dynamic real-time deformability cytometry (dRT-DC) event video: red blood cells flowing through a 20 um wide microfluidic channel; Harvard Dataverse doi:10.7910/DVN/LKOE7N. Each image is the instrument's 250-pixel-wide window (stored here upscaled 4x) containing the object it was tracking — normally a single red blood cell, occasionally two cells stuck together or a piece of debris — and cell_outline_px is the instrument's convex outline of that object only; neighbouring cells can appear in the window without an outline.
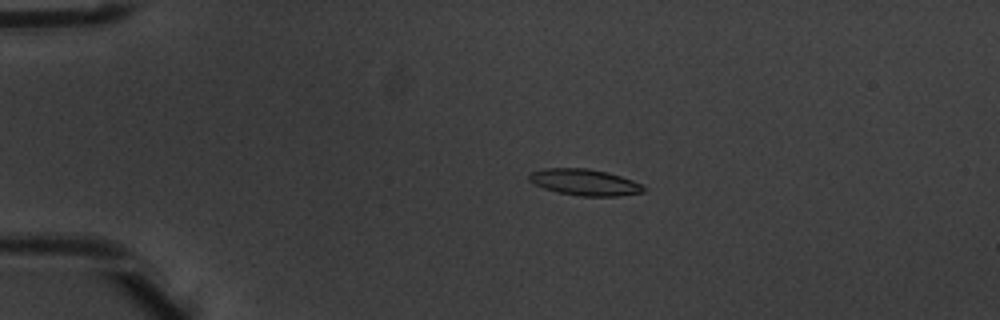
{"species": "common noctule bat (a hibernating species)", "species_latin": "Nyctalus noctula", "temperature_condition": "warm", "stored_images_in_passage": 6, "camera_frame_rate_fps": 3000, "um_per_image_px": 0.085, "animal": {"sex": "male", "body_mass_g": 20.1, "forearm_length_mm": 53.5}, "frame": {"image": 1, "passage_image": 4, "time_ms": 1.0, "image_size_px": [1000, 320], "cell_outline_px": [[644, 192], [620, 196], [580, 196], [560, 192], [544, 188], [528, 180], [528, 176], [532, 172], [544, 168], [588, 168], [608, 172], [632, 180], [640, 184], [644, 188]], "centroid_in_image_um": [49.7, 15.48], "position_along_channel_um": 35.3, "area_um2": 17.4}}
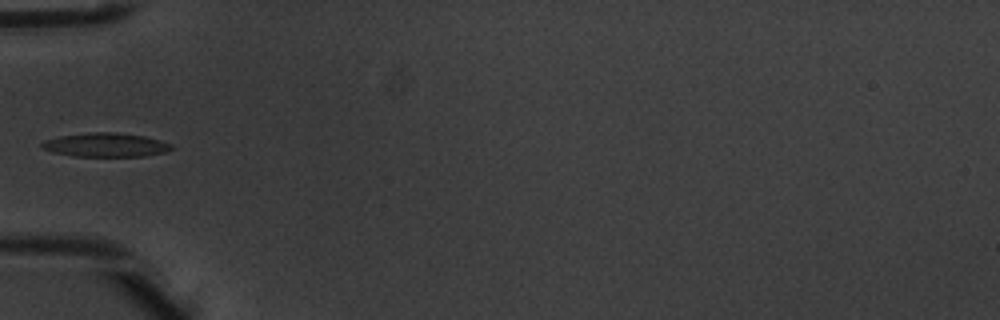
{"frame": {"image": 2, "passage_image": 6, "time_ms": 1.667, "image_size_px": [1000, 320], "cell_outline_px": [[172, 148], [164, 152], [144, 156], [72, 156], [52, 152], [44, 148], [40, 144], [44, 140], [60, 136], [88, 132], [116, 132], [144, 136], [160, 140], [172, 144]], "centroid_in_image_um": [8.97, 12.31], "position_along_channel_um": 76.0, "area_um2": 17.98}}